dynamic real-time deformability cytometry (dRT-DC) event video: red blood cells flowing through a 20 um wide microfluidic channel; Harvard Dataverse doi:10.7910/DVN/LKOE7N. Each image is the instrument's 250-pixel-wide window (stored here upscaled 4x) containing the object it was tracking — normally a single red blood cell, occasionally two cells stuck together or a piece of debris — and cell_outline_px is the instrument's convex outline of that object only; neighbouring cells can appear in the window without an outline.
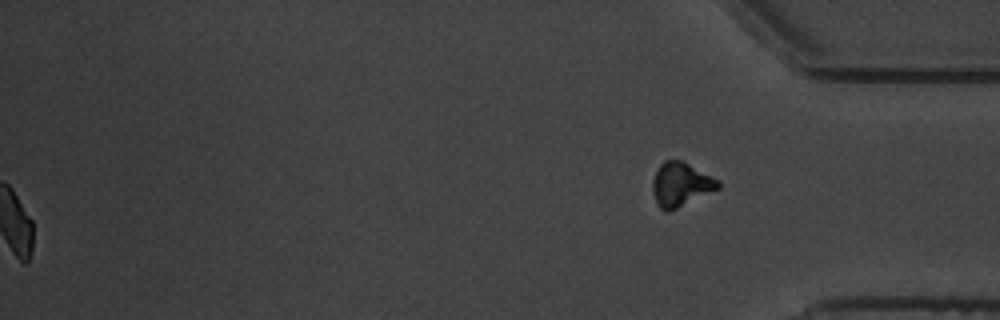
{"species": "common noctule bat (a hibernating species)", "species_latin": "Nyctalus noctula", "temperature_condition": "warm", "stored_images_in_passage": 62, "camera_frame_rate_fps": 3000, "um_per_image_px": 0.085, "animal": {"sex": "male", "body_mass_g": 19.5, "forearm_length_mm": 54.6}, "frame": {"image": 1, "passage_image": 62, "time_ms": 20.333, "image_size_px": [1000, 320], "cell_outline_px": [[720, 188], [668, 212], [664, 212], [660, 208], [652, 192], [652, 180], [660, 164], [664, 160], [680, 160], [720, 180]], "centroid_in_image_um": [57.85, 15.68], "position_along_channel_um": 377.3, "area_um2": 16.65}, "authors_computed_cell_mechanics": {"area_um2": 16.2129, "velocity_mm_per_s": 3.3604, "shape_relaxation_time_tau1_ms": 2.2209, "shape_relaxation_time_tau2_ms": 0.6257, "deformation_change_tau1": 0.0922, "deformation_change_tau2": 0.0535}}